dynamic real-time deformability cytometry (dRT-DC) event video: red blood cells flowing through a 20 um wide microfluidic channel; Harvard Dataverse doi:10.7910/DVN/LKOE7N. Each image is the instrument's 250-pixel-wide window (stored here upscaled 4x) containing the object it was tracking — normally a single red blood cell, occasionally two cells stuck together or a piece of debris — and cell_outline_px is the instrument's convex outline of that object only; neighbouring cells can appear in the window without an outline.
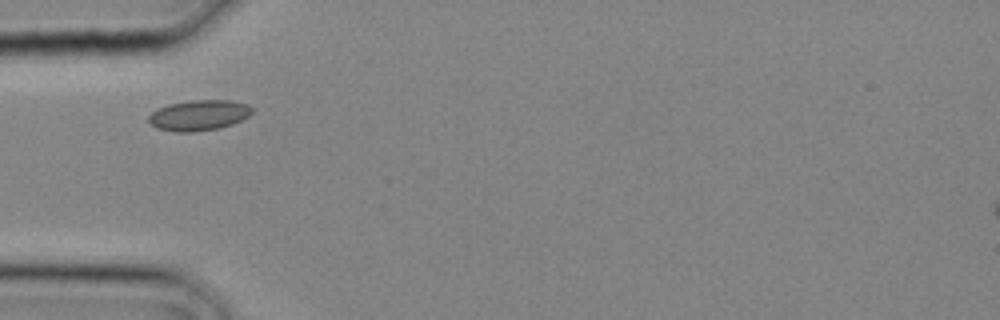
{"species": "common noctule bat (a hibernating species)", "species_latin": "Nyctalus noctula", "temperature_condition": "cold", "stored_images_in_passage": 2, "camera_frame_rate_fps": 3000, "um_per_image_px": 0.085, "animal": {"sex": "male", "body_mass_g": 20.4}, "frame": {"image": 1, "passage_image": 2, "time_ms": 0.333, "image_size_px": [1000, 320], "cell_outline_px": [[256, 108], [248, 116], [232, 124], [220, 128], [192, 132], [176, 132], [156, 128], [148, 120], [148, 116], [156, 108], [168, 104], [192, 100], [232, 100], [248, 104]], "centroid_in_image_um": [16.92, 9.79], "position_along_channel_um": 68.1, "area_um2": 18.61}}